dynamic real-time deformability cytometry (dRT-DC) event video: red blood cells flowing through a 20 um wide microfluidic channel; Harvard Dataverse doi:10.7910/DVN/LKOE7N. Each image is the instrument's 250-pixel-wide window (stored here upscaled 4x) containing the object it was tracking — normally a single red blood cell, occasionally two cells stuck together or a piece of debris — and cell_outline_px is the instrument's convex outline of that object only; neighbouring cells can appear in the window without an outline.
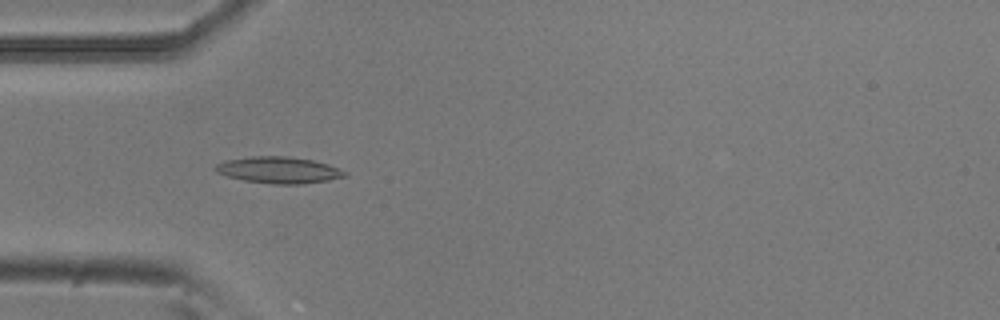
{"species": "common noctule bat (a hibernating species)", "species_latin": "Nyctalus noctula", "temperature_condition": "room temperature", "stored_images_in_passage": 52, "camera_frame_rate_fps": 3000, "um_per_image_px": 0.085, "animal": {"sex": "male", "body_mass_g": 20.5, "forearm_length_mm": 52.5}, "frame": {"image": 1, "passage_image": 15, "time_ms": 4.667, "image_size_px": [1000, 320], "cell_outline_px": [[348, 176], [328, 180], [300, 184], [272, 184], [244, 180], [228, 176], [216, 172], [212, 168], [216, 164], [224, 160], [252, 156], [288, 156], [312, 160], [328, 164], [348, 172]], "centroid_in_image_um": [23.68, 14.45], "position_along_channel_um": 61.3, "area_um2": 20.06}}
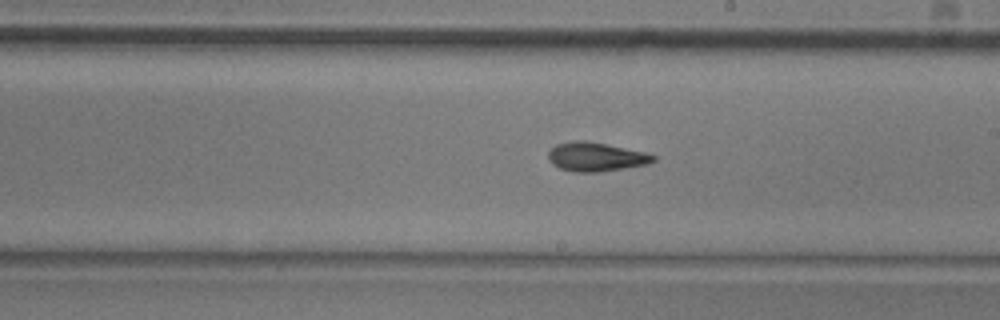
{"frame": {"image": 2, "passage_image": 29, "time_ms": 9.333, "image_size_px": [1000, 320], "cell_outline_px": [[656, 160], [648, 164], [600, 172], [572, 172], [560, 168], [552, 164], [548, 160], [548, 152], [556, 144], [576, 140], [584, 140], [644, 152], [656, 156]], "centroid_in_image_um": [50.62, 13.34], "position_along_channel_um": 238.4, "area_um2": 17.63}}
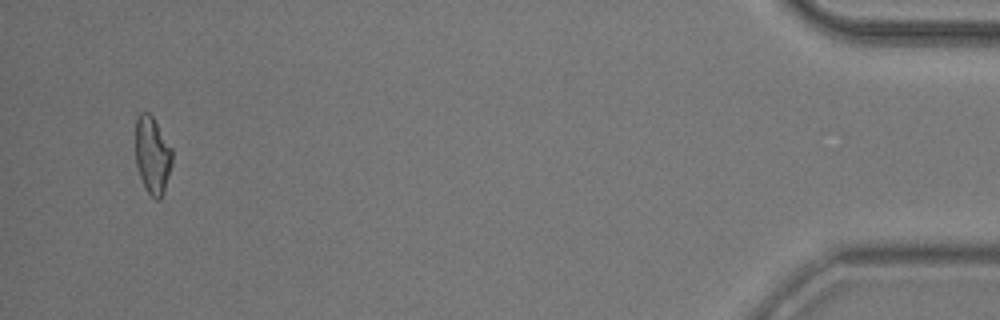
{"frame": {"image": 3, "passage_image": 50, "time_ms": 16.333, "image_size_px": [1000, 320], "cell_outline_px": [[172, 164], [164, 192], [160, 200], [156, 200], [144, 188], [136, 164], [136, 116], [140, 112], [148, 112], [152, 116], [172, 148]], "centroid_in_image_um": [12.96, 13.2], "position_along_channel_um": 422.2, "area_um2": 16.59}, "authors_computed_cell_mechanics": {"area_um2": 17.2822, "velocity_mm_per_s": 3.8049, "shape_relaxation_time_tau1_ms": 7.8528, "shape_relaxation_time_tau2_ms": 4.0027, "deformation_change_tau1": 0.1959, "deformation_change_tau2": 0.1299}}